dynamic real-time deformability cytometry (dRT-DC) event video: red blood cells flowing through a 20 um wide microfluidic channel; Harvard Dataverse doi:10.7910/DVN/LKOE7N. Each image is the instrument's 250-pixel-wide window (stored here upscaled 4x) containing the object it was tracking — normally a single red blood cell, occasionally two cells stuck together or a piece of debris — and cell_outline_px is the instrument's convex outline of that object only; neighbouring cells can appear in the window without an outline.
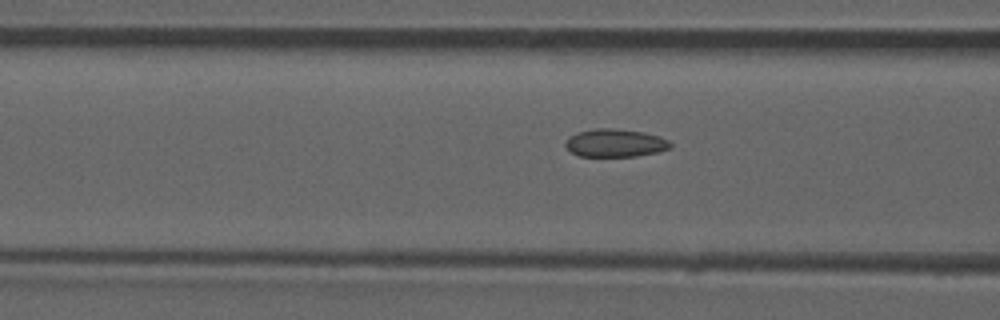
{"species": "common noctule bat (a hibernating species)", "species_latin": "Nyctalus noctula", "temperature_condition": "room temperature", "stored_images_in_passage": 7, "camera_frame_rate_fps": 3000, "um_per_image_px": 0.085, "animal": {"sex": "male", "forearm_length_mm": 52.5}, "frame": {"image": 1, "passage_image": 7, "time_ms": 7.667, "image_size_px": [1000, 320], "cell_outline_px": [[672, 148], [660, 152], [636, 156], [580, 156], [572, 152], [564, 144], [568, 136], [576, 132], [596, 128], [612, 128], [644, 132], [660, 136], [668, 140], [672, 144]], "centroid_in_image_um": [52.32, 12.15], "position_along_channel_um": 114.3, "area_um2": 17.28}}